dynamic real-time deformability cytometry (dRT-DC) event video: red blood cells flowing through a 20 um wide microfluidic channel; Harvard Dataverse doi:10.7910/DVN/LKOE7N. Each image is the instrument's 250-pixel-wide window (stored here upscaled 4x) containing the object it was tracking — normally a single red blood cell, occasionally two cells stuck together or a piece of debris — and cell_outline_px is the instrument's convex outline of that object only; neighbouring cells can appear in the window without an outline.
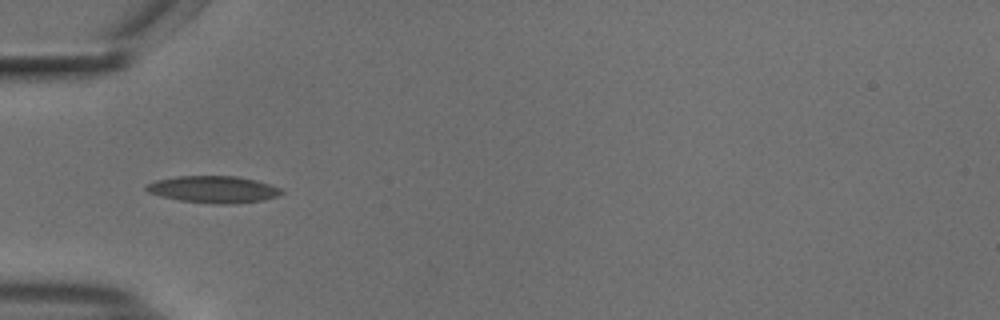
{"species": "common noctule bat (a hibernating species)", "species_latin": "Nyctalus noctula", "temperature_condition": "cold", "stored_images_in_passage": 37, "camera_frame_rate_fps": 3000, "um_per_image_px": 0.085, "animal": {"sex": "male", "body_mass_g": 18.8}, "frame": {"image": 1, "passage_image": 1, "time_ms": 0.0, "image_size_px": [1000, 320], "cell_outline_px": [[284, 192], [276, 196], [264, 200], [236, 204], [212, 204], [180, 200], [160, 196], [148, 192], [144, 188], [148, 184], [156, 180], [176, 176], [236, 176], [256, 180], [280, 188]], "centroid_in_image_um": [18.14, 16.1], "position_along_channel_um": 66.9, "area_um2": 21.21}}
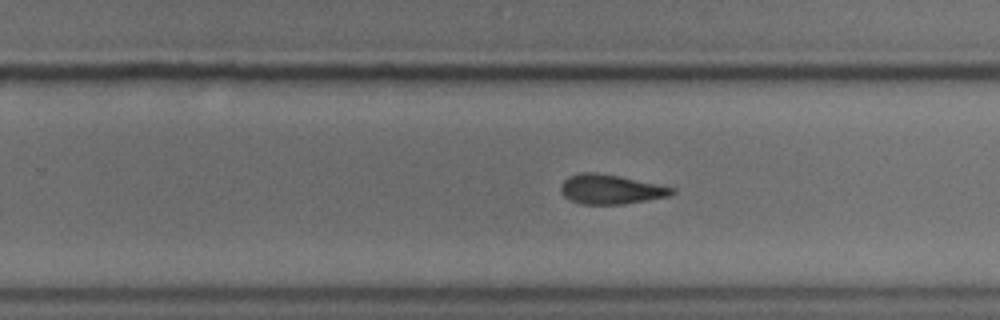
{"frame": {"image": 2, "passage_image": 18, "time_ms": 5.667, "image_size_px": [1000, 320], "cell_outline_px": [[676, 192], [668, 196], [624, 204], [584, 204], [572, 200], [564, 196], [560, 192], [560, 184], [568, 176], [580, 172], [596, 172], [620, 176], [676, 188]], "centroid_in_image_um": [51.89, 16.08], "position_along_channel_um": 277.9, "area_um2": 19.13}}
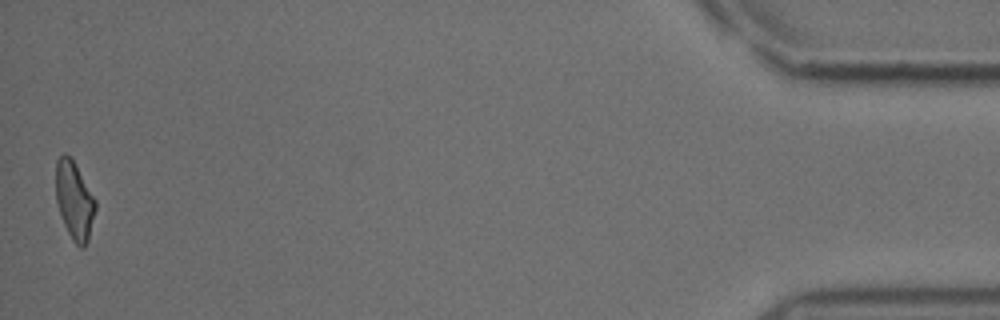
{"frame": {"image": 3, "passage_image": 37, "time_ms": 12.0, "image_size_px": [1000, 320], "cell_outline_px": [[96, 208], [88, 240], [84, 248], [80, 248], [72, 240], [64, 224], [56, 200], [56, 160], [64, 152], [72, 156], [96, 200]], "centroid_in_image_um": [6.33, 17.0], "position_along_channel_um": 428.9, "area_um2": 18.15}, "authors_computed_cell_mechanics": {"area_um2": 19.1318, "velocity_mm_per_s": 3.7345, "shape_relaxation_time_tau1_ms": 10.3387, "shape_relaxation_time_tau2_ms": 3.9242, "deformation_change_tau1": 0.2489, "deformation_change_tau2": 0.1341}}